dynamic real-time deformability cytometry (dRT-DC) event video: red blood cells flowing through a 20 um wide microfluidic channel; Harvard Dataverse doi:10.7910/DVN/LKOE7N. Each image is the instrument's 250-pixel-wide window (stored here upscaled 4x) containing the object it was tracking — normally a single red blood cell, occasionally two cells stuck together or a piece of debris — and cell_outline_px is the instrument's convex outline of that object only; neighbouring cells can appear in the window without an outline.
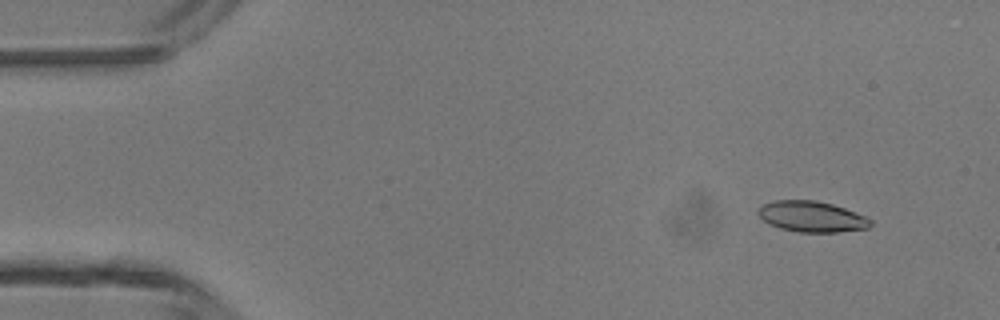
{"species": "common noctule bat (a hibernating species)", "species_latin": "Nyctalus noctula", "temperature_condition": "room temperature", "stored_images_in_passage": 4, "camera_frame_rate_fps": 3000, "um_per_image_px": 0.085, "animal": {"sex": "male", "body_mass_g": 13.3}, "frame": {"image": 1, "passage_image": 1, "time_ms": 0.0, "image_size_px": [1000, 320], "cell_outline_px": [[872, 224], [868, 228], [840, 232], [800, 232], [780, 228], [768, 224], [756, 212], [764, 204], [776, 200], [816, 200], [832, 204], [844, 208], [864, 216], [872, 220]], "centroid_in_image_um": [69.0, 18.41], "position_along_channel_um": 16.0, "area_um2": 20.06}}